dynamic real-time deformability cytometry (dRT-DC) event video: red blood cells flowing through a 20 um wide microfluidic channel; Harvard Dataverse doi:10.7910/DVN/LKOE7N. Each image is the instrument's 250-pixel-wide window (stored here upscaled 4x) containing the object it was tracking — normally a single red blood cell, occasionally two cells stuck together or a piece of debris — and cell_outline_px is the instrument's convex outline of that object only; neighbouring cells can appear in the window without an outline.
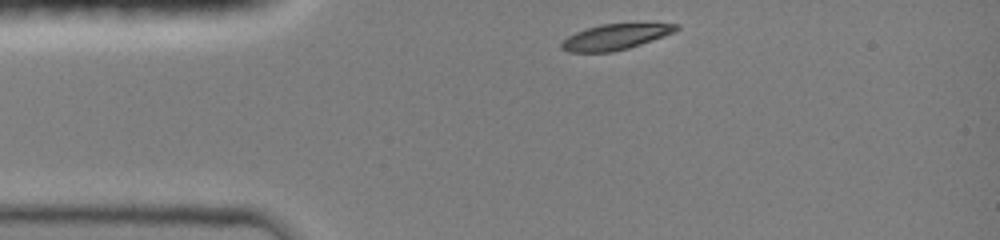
{"species": "common noctule bat (a hibernating species)", "species_latin": "Nyctalus noctula", "temperature_condition": "room temperature", "stored_images_in_passage": 22, "camera_frame_rate_fps": 3000, "um_per_image_px": 0.085, "animal": {"sex": "female", "body_mass_g": 19.0, "forearm_length_mm": 51.5}, "frame": {"image": 1, "passage_image": 1, "time_ms": 0.0, "image_size_px": [1000, 240], "cell_outline_px": [[680, 28], [676, 32], [628, 48], [612, 52], [568, 52], [560, 48], [560, 44], [568, 36], [576, 32], [600, 24], [680, 24]], "centroid_in_image_um": [52.29, 3.14], "position_along_channel_um": 32.7, "area_um2": 16.94}}
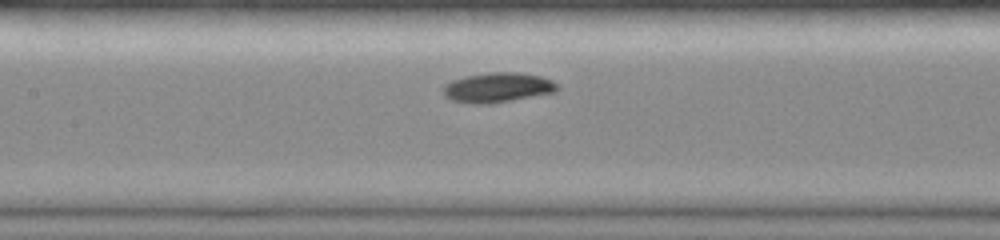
{"frame": {"image": 2, "passage_image": 13, "time_ms": 4.0, "image_size_px": [1000, 240], "cell_outline_px": [[560, 88], [556, 92], [492, 104], [472, 104], [452, 100], [444, 96], [444, 84], [452, 80], [464, 76], [488, 72], [520, 72], [540, 76], [552, 80]], "centroid_in_image_um": [42.3, 7.44], "position_along_channel_um": 165.1, "area_um2": 20.06}}
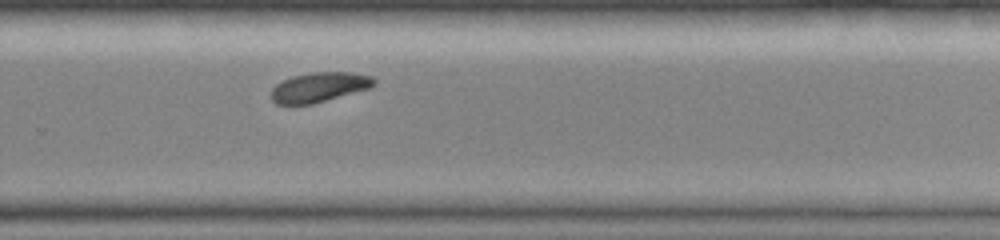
{"frame": {"image": 3, "passage_image": 22, "time_ms": 7.333, "image_size_px": [1000, 240], "cell_outline_px": [[376, 80], [368, 88], [312, 104], [276, 104], [272, 100], [272, 88], [276, 84], [292, 76], [312, 72], [352, 72], [376, 76]], "centroid_in_image_um": [27.13, 7.39], "position_along_channel_um": 302.7, "area_um2": 17.63}}